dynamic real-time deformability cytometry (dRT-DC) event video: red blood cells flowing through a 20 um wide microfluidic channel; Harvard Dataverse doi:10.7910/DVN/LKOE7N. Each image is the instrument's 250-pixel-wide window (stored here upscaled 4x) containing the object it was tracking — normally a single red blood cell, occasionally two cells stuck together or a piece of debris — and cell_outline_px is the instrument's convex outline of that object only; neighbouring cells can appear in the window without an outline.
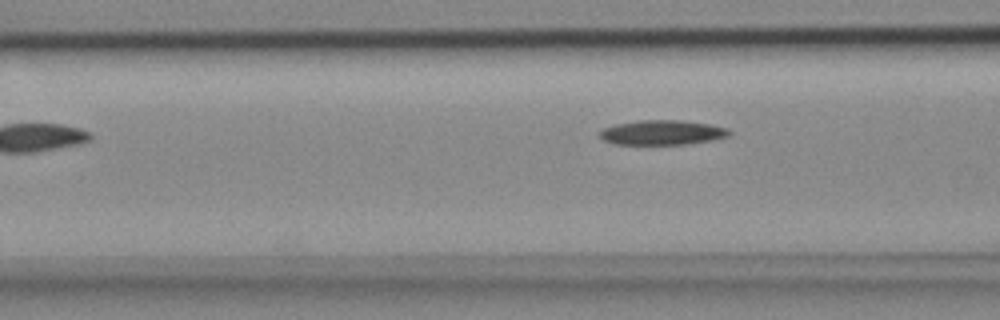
{"species": "common noctule bat (a hibernating species)", "species_latin": "Nyctalus noctula", "temperature_condition": "cold", "stored_images_in_passage": 7, "camera_frame_rate_fps": 3000, "um_per_image_px": 0.085, "animal": {"sex": "female", "body_mass_g": 18.4}, "frame": {"image": 1, "passage_image": 7, "time_ms": 2.0, "image_size_px": [1000, 320], "cell_outline_px": [[732, 132], [728, 136], [712, 140], [684, 144], [616, 144], [604, 140], [600, 136], [600, 132], [604, 128], [616, 124], [640, 120], [680, 120], [712, 124], [728, 128]], "centroid_in_image_um": [56.33, 11.25], "position_along_channel_um": 110.3, "area_um2": 18.55}}